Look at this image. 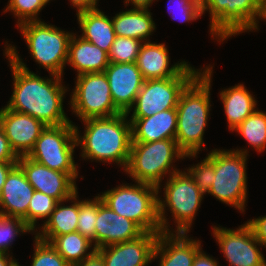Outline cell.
<instances>
[{
    "label": "cell",
    "instance_id": "e575fe53",
    "mask_svg": "<svg viewBox=\"0 0 266 266\" xmlns=\"http://www.w3.org/2000/svg\"><path fill=\"white\" fill-rule=\"evenodd\" d=\"M185 170H187L186 172L199 187L200 191L206 195L213 184V176H215L214 155L209 152L206 158Z\"/></svg>",
    "mask_w": 266,
    "mask_h": 266
},
{
    "label": "cell",
    "instance_id": "1f68e13d",
    "mask_svg": "<svg viewBox=\"0 0 266 266\" xmlns=\"http://www.w3.org/2000/svg\"><path fill=\"white\" fill-rule=\"evenodd\" d=\"M47 4L46 0H9L3 12H12L15 19H18L16 25L19 26L25 22L41 21L39 12Z\"/></svg>",
    "mask_w": 266,
    "mask_h": 266
},
{
    "label": "cell",
    "instance_id": "7a4b0ae2",
    "mask_svg": "<svg viewBox=\"0 0 266 266\" xmlns=\"http://www.w3.org/2000/svg\"><path fill=\"white\" fill-rule=\"evenodd\" d=\"M85 126L81 135L74 124L77 147L83 160L115 162L124 170L127 167L132 142L131 122L126 113L110 117L89 118L81 121ZM86 158V159H85Z\"/></svg>",
    "mask_w": 266,
    "mask_h": 266
},
{
    "label": "cell",
    "instance_id": "ba28073f",
    "mask_svg": "<svg viewBox=\"0 0 266 266\" xmlns=\"http://www.w3.org/2000/svg\"><path fill=\"white\" fill-rule=\"evenodd\" d=\"M210 152L214 155L215 176L208 194L244 214L248 200V149H212Z\"/></svg>",
    "mask_w": 266,
    "mask_h": 266
},
{
    "label": "cell",
    "instance_id": "74e56055",
    "mask_svg": "<svg viewBox=\"0 0 266 266\" xmlns=\"http://www.w3.org/2000/svg\"><path fill=\"white\" fill-rule=\"evenodd\" d=\"M252 229L256 240L266 247V215L250 219L246 222Z\"/></svg>",
    "mask_w": 266,
    "mask_h": 266
},
{
    "label": "cell",
    "instance_id": "484cf974",
    "mask_svg": "<svg viewBox=\"0 0 266 266\" xmlns=\"http://www.w3.org/2000/svg\"><path fill=\"white\" fill-rule=\"evenodd\" d=\"M227 126L233 132L257 108L256 98L247 90L244 84L238 83L220 91Z\"/></svg>",
    "mask_w": 266,
    "mask_h": 266
},
{
    "label": "cell",
    "instance_id": "4dcf8cb0",
    "mask_svg": "<svg viewBox=\"0 0 266 266\" xmlns=\"http://www.w3.org/2000/svg\"><path fill=\"white\" fill-rule=\"evenodd\" d=\"M143 43L139 39L116 36L108 53L109 62L136 63Z\"/></svg>",
    "mask_w": 266,
    "mask_h": 266
},
{
    "label": "cell",
    "instance_id": "ee69618b",
    "mask_svg": "<svg viewBox=\"0 0 266 266\" xmlns=\"http://www.w3.org/2000/svg\"><path fill=\"white\" fill-rule=\"evenodd\" d=\"M155 0H125V6L132 4L137 9H148Z\"/></svg>",
    "mask_w": 266,
    "mask_h": 266
},
{
    "label": "cell",
    "instance_id": "cb8c5ba5",
    "mask_svg": "<svg viewBox=\"0 0 266 266\" xmlns=\"http://www.w3.org/2000/svg\"><path fill=\"white\" fill-rule=\"evenodd\" d=\"M76 192L70 199L58 202L55 209L50 214V217L43 221L41 227L34 235L46 242H51L56 236L68 234L77 231L78 214H79V199ZM64 202H71L70 205H65Z\"/></svg>",
    "mask_w": 266,
    "mask_h": 266
},
{
    "label": "cell",
    "instance_id": "f6af8a7d",
    "mask_svg": "<svg viewBox=\"0 0 266 266\" xmlns=\"http://www.w3.org/2000/svg\"><path fill=\"white\" fill-rule=\"evenodd\" d=\"M9 253H0V266H19V263Z\"/></svg>",
    "mask_w": 266,
    "mask_h": 266
},
{
    "label": "cell",
    "instance_id": "8fae6325",
    "mask_svg": "<svg viewBox=\"0 0 266 266\" xmlns=\"http://www.w3.org/2000/svg\"><path fill=\"white\" fill-rule=\"evenodd\" d=\"M200 70L188 64L175 77L145 80L134 105L126 114L129 116L133 110L129 117H151L158 112L176 109L181 92Z\"/></svg>",
    "mask_w": 266,
    "mask_h": 266
},
{
    "label": "cell",
    "instance_id": "d4e9b609",
    "mask_svg": "<svg viewBox=\"0 0 266 266\" xmlns=\"http://www.w3.org/2000/svg\"><path fill=\"white\" fill-rule=\"evenodd\" d=\"M76 15L81 37L109 53L116 38L112 18L98 8L81 11Z\"/></svg>",
    "mask_w": 266,
    "mask_h": 266
},
{
    "label": "cell",
    "instance_id": "5bb4252c",
    "mask_svg": "<svg viewBox=\"0 0 266 266\" xmlns=\"http://www.w3.org/2000/svg\"><path fill=\"white\" fill-rule=\"evenodd\" d=\"M17 165L36 191L51 196L58 202L66 201L78 192L76 181L67 173L52 170L27 156H20Z\"/></svg>",
    "mask_w": 266,
    "mask_h": 266
},
{
    "label": "cell",
    "instance_id": "7c38bea8",
    "mask_svg": "<svg viewBox=\"0 0 266 266\" xmlns=\"http://www.w3.org/2000/svg\"><path fill=\"white\" fill-rule=\"evenodd\" d=\"M70 102L73 113L80 120L119 115L122 112L112 100L110 86L104 72L76 76Z\"/></svg>",
    "mask_w": 266,
    "mask_h": 266
},
{
    "label": "cell",
    "instance_id": "f1b7e54d",
    "mask_svg": "<svg viewBox=\"0 0 266 266\" xmlns=\"http://www.w3.org/2000/svg\"><path fill=\"white\" fill-rule=\"evenodd\" d=\"M233 131L244 137L253 150L262 153L266 148V112L257 108Z\"/></svg>",
    "mask_w": 266,
    "mask_h": 266
},
{
    "label": "cell",
    "instance_id": "6da1fadb",
    "mask_svg": "<svg viewBox=\"0 0 266 266\" xmlns=\"http://www.w3.org/2000/svg\"><path fill=\"white\" fill-rule=\"evenodd\" d=\"M4 55L9 60L13 78V93L7 108L28 114L46 126H55L72 122L63 110L65 94L68 91L63 77L49 74L50 78L31 72L21 59L16 47L8 44ZM52 77V78H51Z\"/></svg>",
    "mask_w": 266,
    "mask_h": 266
},
{
    "label": "cell",
    "instance_id": "8d00e7d4",
    "mask_svg": "<svg viewBox=\"0 0 266 266\" xmlns=\"http://www.w3.org/2000/svg\"><path fill=\"white\" fill-rule=\"evenodd\" d=\"M167 9L173 20L179 22H191L199 19L203 14L200 0H168ZM174 5L175 12L171 13V6ZM173 9V7H172ZM175 13V14H173ZM173 14V15H172ZM177 14V15H176ZM180 17V18H179Z\"/></svg>",
    "mask_w": 266,
    "mask_h": 266
},
{
    "label": "cell",
    "instance_id": "60d3db41",
    "mask_svg": "<svg viewBox=\"0 0 266 266\" xmlns=\"http://www.w3.org/2000/svg\"><path fill=\"white\" fill-rule=\"evenodd\" d=\"M73 7L76 8V12L79 13L81 11L93 10L98 8L97 2L99 0H69Z\"/></svg>",
    "mask_w": 266,
    "mask_h": 266
},
{
    "label": "cell",
    "instance_id": "2e32d148",
    "mask_svg": "<svg viewBox=\"0 0 266 266\" xmlns=\"http://www.w3.org/2000/svg\"><path fill=\"white\" fill-rule=\"evenodd\" d=\"M0 125L15 154L27 156L33 149L46 125L38 119L13 111L6 106L0 109Z\"/></svg>",
    "mask_w": 266,
    "mask_h": 266
},
{
    "label": "cell",
    "instance_id": "ffe728a7",
    "mask_svg": "<svg viewBox=\"0 0 266 266\" xmlns=\"http://www.w3.org/2000/svg\"><path fill=\"white\" fill-rule=\"evenodd\" d=\"M35 189L16 165L7 175L0 192V215L19 217L28 225V207Z\"/></svg>",
    "mask_w": 266,
    "mask_h": 266
},
{
    "label": "cell",
    "instance_id": "d590c367",
    "mask_svg": "<svg viewBox=\"0 0 266 266\" xmlns=\"http://www.w3.org/2000/svg\"><path fill=\"white\" fill-rule=\"evenodd\" d=\"M34 239V254L31 266H71L49 242L36 236H34Z\"/></svg>",
    "mask_w": 266,
    "mask_h": 266
},
{
    "label": "cell",
    "instance_id": "d6986e66",
    "mask_svg": "<svg viewBox=\"0 0 266 266\" xmlns=\"http://www.w3.org/2000/svg\"><path fill=\"white\" fill-rule=\"evenodd\" d=\"M201 243L187 233L160 232L152 260L159 258V266H192L196 254L202 249Z\"/></svg>",
    "mask_w": 266,
    "mask_h": 266
},
{
    "label": "cell",
    "instance_id": "836d02e7",
    "mask_svg": "<svg viewBox=\"0 0 266 266\" xmlns=\"http://www.w3.org/2000/svg\"><path fill=\"white\" fill-rule=\"evenodd\" d=\"M57 203L55 198L35 190L28 207V226L36 232L37 221L39 219L47 220Z\"/></svg>",
    "mask_w": 266,
    "mask_h": 266
},
{
    "label": "cell",
    "instance_id": "52a82bcc",
    "mask_svg": "<svg viewBox=\"0 0 266 266\" xmlns=\"http://www.w3.org/2000/svg\"><path fill=\"white\" fill-rule=\"evenodd\" d=\"M165 182L164 198L158 197V216L161 232L163 233H189L192 222L204 198V194L193 182L186 170H179L171 174ZM165 199V200H164ZM166 207L170 211L176 229H170ZM174 230V231H173Z\"/></svg>",
    "mask_w": 266,
    "mask_h": 266
},
{
    "label": "cell",
    "instance_id": "7bdbcfd3",
    "mask_svg": "<svg viewBox=\"0 0 266 266\" xmlns=\"http://www.w3.org/2000/svg\"><path fill=\"white\" fill-rule=\"evenodd\" d=\"M73 266H105L103 259L95 252L91 257Z\"/></svg>",
    "mask_w": 266,
    "mask_h": 266
},
{
    "label": "cell",
    "instance_id": "ab89813d",
    "mask_svg": "<svg viewBox=\"0 0 266 266\" xmlns=\"http://www.w3.org/2000/svg\"><path fill=\"white\" fill-rule=\"evenodd\" d=\"M206 254L202 249L196 254L192 266H218L219 262Z\"/></svg>",
    "mask_w": 266,
    "mask_h": 266
},
{
    "label": "cell",
    "instance_id": "7402d4cb",
    "mask_svg": "<svg viewBox=\"0 0 266 266\" xmlns=\"http://www.w3.org/2000/svg\"><path fill=\"white\" fill-rule=\"evenodd\" d=\"M131 122L132 142L148 143L175 139L177 110L169 109L151 117H128Z\"/></svg>",
    "mask_w": 266,
    "mask_h": 266
},
{
    "label": "cell",
    "instance_id": "4fadbf2b",
    "mask_svg": "<svg viewBox=\"0 0 266 266\" xmlns=\"http://www.w3.org/2000/svg\"><path fill=\"white\" fill-rule=\"evenodd\" d=\"M213 236L229 266H266V260L251 227L245 223L236 229L213 226Z\"/></svg>",
    "mask_w": 266,
    "mask_h": 266
},
{
    "label": "cell",
    "instance_id": "5b68a950",
    "mask_svg": "<svg viewBox=\"0 0 266 266\" xmlns=\"http://www.w3.org/2000/svg\"><path fill=\"white\" fill-rule=\"evenodd\" d=\"M202 14L209 11L212 40H224L256 29L266 20V0H200Z\"/></svg>",
    "mask_w": 266,
    "mask_h": 266
},
{
    "label": "cell",
    "instance_id": "83f0119b",
    "mask_svg": "<svg viewBox=\"0 0 266 266\" xmlns=\"http://www.w3.org/2000/svg\"><path fill=\"white\" fill-rule=\"evenodd\" d=\"M50 244L71 266L91 257L96 252L92 241L77 231L56 236Z\"/></svg>",
    "mask_w": 266,
    "mask_h": 266
},
{
    "label": "cell",
    "instance_id": "f546056e",
    "mask_svg": "<svg viewBox=\"0 0 266 266\" xmlns=\"http://www.w3.org/2000/svg\"><path fill=\"white\" fill-rule=\"evenodd\" d=\"M93 199L79 200L77 232L92 241L95 248V224L98 215L99 194Z\"/></svg>",
    "mask_w": 266,
    "mask_h": 266
},
{
    "label": "cell",
    "instance_id": "b9f144b4",
    "mask_svg": "<svg viewBox=\"0 0 266 266\" xmlns=\"http://www.w3.org/2000/svg\"><path fill=\"white\" fill-rule=\"evenodd\" d=\"M17 165V162H0V192L9 172Z\"/></svg>",
    "mask_w": 266,
    "mask_h": 266
},
{
    "label": "cell",
    "instance_id": "603a6c76",
    "mask_svg": "<svg viewBox=\"0 0 266 266\" xmlns=\"http://www.w3.org/2000/svg\"><path fill=\"white\" fill-rule=\"evenodd\" d=\"M109 63L107 52L73 33L66 64L76 70L77 76L104 72Z\"/></svg>",
    "mask_w": 266,
    "mask_h": 266
},
{
    "label": "cell",
    "instance_id": "8992f818",
    "mask_svg": "<svg viewBox=\"0 0 266 266\" xmlns=\"http://www.w3.org/2000/svg\"><path fill=\"white\" fill-rule=\"evenodd\" d=\"M135 183H123L99 196L111 210L135 222L144 232L160 233L158 197L161 191L151 184Z\"/></svg>",
    "mask_w": 266,
    "mask_h": 266
},
{
    "label": "cell",
    "instance_id": "44dd1931",
    "mask_svg": "<svg viewBox=\"0 0 266 266\" xmlns=\"http://www.w3.org/2000/svg\"><path fill=\"white\" fill-rule=\"evenodd\" d=\"M169 59L165 43L157 44L150 41L142 44L136 64L145 80L175 77L188 65L184 60L169 67Z\"/></svg>",
    "mask_w": 266,
    "mask_h": 266
},
{
    "label": "cell",
    "instance_id": "9c48e42d",
    "mask_svg": "<svg viewBox=\"0 0 266 266\" xmlns=\"http://www.w3.org/2000/svg\"><path fill=\"white\" fill-rule=\"evenodd\" d=\"M32 59L49 74L63 76L72 32L44 21L25 22L17 26Z\"/></svg>",
    "mask_w": 266,
    "mask_h": 266
},
{
    "label": "cell",
    "instance_id": "3957f363",
    "mask_svg": "<svg viewBox=\"0 0 266 266\" xmlns=\"http://www.w3.org/2000/svg\"><path fill=\"white\" fill-rule=\"evenodd\" d=\"M212 74L213 66L206 65L180 94L176 107L175 140L185 154H199L205 148L203 136L212 107L210 103Z\"/></svg>",
    "mask_w": 266,
    "mask_h": 266
},
{
    "label": "cell",
    "instance_id": "f35d334b",
    "mask_svg": "<svg viewBox=\"0 0 266 266\" xmlns=\"http://www.w3.org/2000/svg\"><path fill=\"white\" fill-rule=\"evenodd\" d=\"M18 158L12 150L4 130L0 125V162H18Z\"/></svg>",
    "mask_w": 266,
    "mask_h": 266
},
{
    "label": "cell",
    "instance_id": "277c9868",
    "mask_svg": "<svg viewBox=\"0 0 266 266\" xmlns=\"http://www.w3.org/2000/svg\"><path fill=\"white\" fill-rule=\"evenodd\" d=\"M198 154H185L175 139L148 143L131 142L130 157L124 172L135 182L147 183L160 190L164 177L179 171L174 167L176 159L196 158ZM161 185V186H160Z\"/></svg>",
    "mask_w": 266,
    "mask_h": 266
},
{
    "label": "cell",
    "instance_id": "d6a6232c",
    "mask_svg": "<svg viewBox=\"0 0 266 266\" xmlns=\"http://www.w3.org/2000/svg\"><path fill=\"white\" fill-rule=\"evenodd\" d=\"M24 233H35L23 219L0 215V253H8L15 237Z\"/></svg>",
    "mask_w": 266,
    "mask_h": 266
},
{
    "label": "cell",
    "instance_id": "ac0fdd59",
    "mask_svg": "<svg viewBox=\"0 0 266 266\" xmlns=\"http://www.w3.org/2000/svg\"><path fill=\"white\" fill-rule=\"evenodd\" d=\"M95 226L96 249L130 241L144 233L135 222L117 214L104 204L102 200L98 203Z\"/></svg>",
    "mask_w": 266,
    "mask_h": 266
},
{
    "label": "cell",
    "instance_id": "4316f807",
    "mask_svg": "<svg viewBox=\"0 0 266 266\" xmlns=\"http://www.w3.org/2000/svg\"><path fill=\"white\" fill-rule=\"evenodd\" d=\"M151 15L149 9L137 8L117 13L112 17L116 36L150 42L149 37L156 30V24Z\"/></svg>",
    "mask_w": 266,
    "mask_h": 266
},
{
    "label": "cell",
    "instance_id": "30bf717a",
    "mask_svg": "<svg viewBox=\"0 0 266 266\" xmlns=\"http://www.w3.org/2000/svg\"><path fill=\"white\" fill-rule=\"evenodd\" d=\"M76 147L73 122L46 126L27 157L52 170L67 173L76 181L79 174L74 160Z\"/></svg>",
    "mask_w": 266,
    "mask_h": 266
},
{
    "label": "cell",
    "instance_id": "9a60e30c",
    "mask_svg": "<svg viewBox=\"0 0 266 266\" xmlns=\"http://www.w3.org/2000/svg\"><path fill=\"white\" fill-rule=\"evenodd\" d=\"M159 233L144 232L136 239L96 249L105 266H149Z\"/></svg>",
    "mask_w": 266,
    "mask_h": 266
},
{
    "label": "cell",
    "instance_id": "e0dca14e",
    "mask_svg": "<svg viewBox=\"0 0 266 266\" xmlns=\"http://www.w3.org/2000/svg\"><path fill=\"white\" fill-rule=\"evenodd\" d=\"M115 106L127 113L134 105L145 79L136 63H109L104 71Z\"/></svg>",
    "mask_w": 266,
    "mask_h": 266
}]
</instances>
